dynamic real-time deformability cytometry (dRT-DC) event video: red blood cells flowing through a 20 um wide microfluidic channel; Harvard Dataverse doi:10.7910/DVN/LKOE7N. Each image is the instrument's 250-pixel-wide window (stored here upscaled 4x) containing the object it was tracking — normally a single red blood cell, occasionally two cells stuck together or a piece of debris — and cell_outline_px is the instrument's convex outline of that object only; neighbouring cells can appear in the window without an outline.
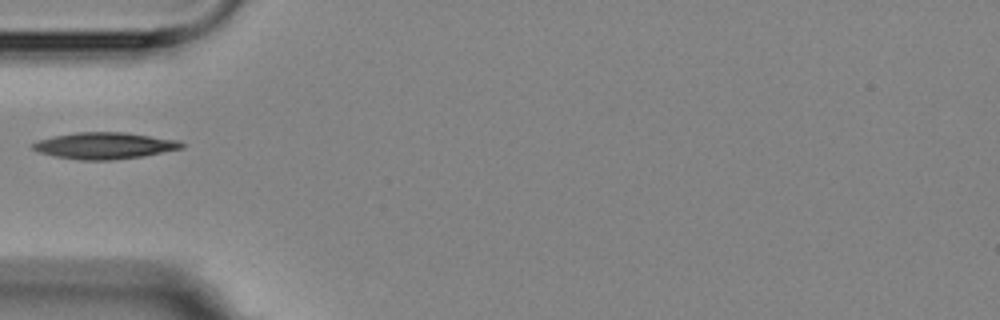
{"species": "Egyptian fruit bat (a non-hibernating species)", "species_latin": "Rousettus aegyptiacus", "temperature_condition": "room temperature", "stored_images_in_passage": 11, "camera_frame_rate_fps": 3000, "um_per_image_px": 0.085, "animal": {"sex": "female"}, "frame": {"image": 1, "passage_image": 1, "time_ms": 0.0, "image_size_px": [1000, 320], "cell_outline_px": [[184, 148], [144, 156], [112, 160], [80, 160], [56, 156], [40, 152], [32, 148], [32, 144], [36, 140], [52, 136], [76, 132], [124, 132], [180, 140], [184, 144]], "centroid_in_image_um": [8.91, 12.37], "position_along_channel_um": 76.1, "area_um2": 23.12}}
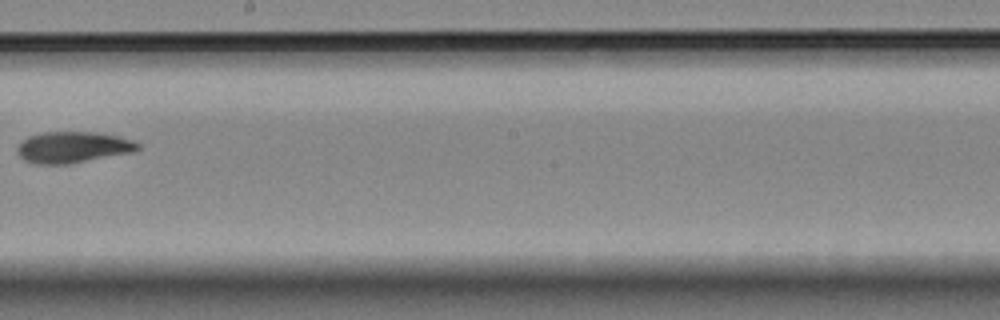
{"frame": {"image": 2, "passage_image": 5, "time_ms": 4.667, "image_size_px": [1000, 320], "cell_outline_px": [[140, 148], [132, 152], [68, 164], [36, 164], [24, 160], [16, 152], [16, 148], [28, 136], [44, 132], [96, 132], [116, 136], [132, 140], [140, 144]], "centroid_in_image_um": [6.17, 12.52], "position_along_channel_um": 242.0, "area_um2": 21.79}}
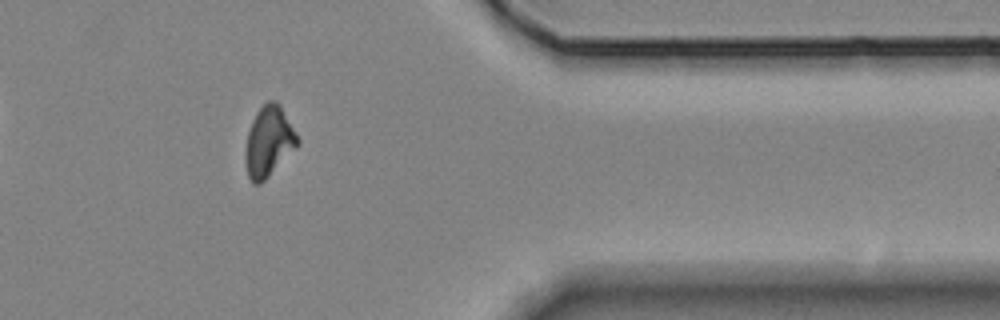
{"frame": {"image": 3, "passage_image": 9, "time_ms": 9.333, "image_size_px": [1000, 320], "cell_outline_px": [[300, 144], [260, 184], [252, 184], [248, 176], [244, 160], [244, 152], [248, 132], [252, 120], [256, 112], [268, 100], [276, 100], [280, 104], [300, 140]], "centroid_in_image_um": [22.83, 12.03], "position_along_channel_um": 388.6, "area_um2": 21.44}}